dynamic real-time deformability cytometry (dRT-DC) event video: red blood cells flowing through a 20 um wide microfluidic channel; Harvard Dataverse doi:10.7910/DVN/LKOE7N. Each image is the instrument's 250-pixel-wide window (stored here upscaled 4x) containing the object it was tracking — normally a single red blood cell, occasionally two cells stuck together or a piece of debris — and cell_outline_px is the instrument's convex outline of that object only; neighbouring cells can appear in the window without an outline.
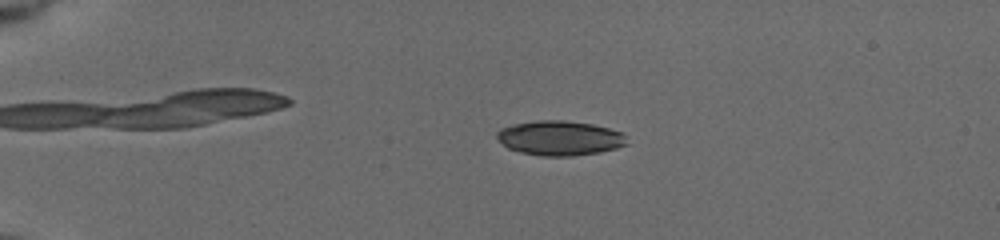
{"species": "common noctule bat (a hibernating species)", "species_latin": "Nyctalus noctula", "temperature_condition": "cold", "stored_images_in_passage": 56, "camera_frame_rate_fps": 3000, "um_per_image_px": 0.085, "animal": {"sex": "female", "body_mass_g": 19.5, "forearm_length_mm": 54.1}, "frame": {"image": 1, "passage_image": 14, "time_ms": 4.333, "image_size_px": [1000, 240], "cell_outline_px": [[628, 144], [616, 148], [600, 152], [572, 156], [544, 156], [520, 152], [508, 148], [496, 136], [496, 132], [500, 128], [512, 124], [540, 120], [564, 120], [592, 124], [624, 132]], "centroid_in_image_um": [47.6, 11.73], "position_along_channel_um": 37.4, "area_um2": 26.3}}
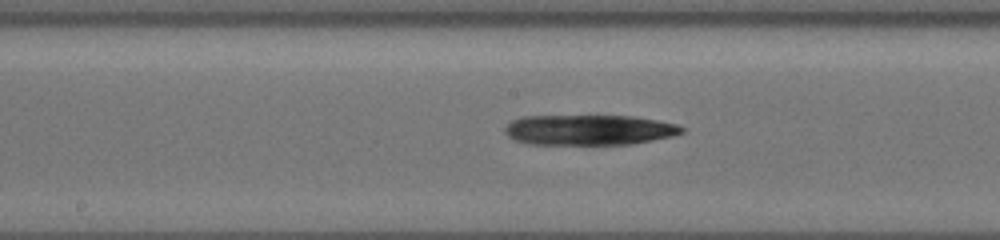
{"frame": {"image": 2, "passage_image": 32, "time_ms": 10.333, "image_size_px": [1000, 240], "cell_outline_px": [[688, 128], [684, 132], [672, 136], [632, 144], [528, 144], [512, 140], [504, 132], [504, 128], [512, 120], [524, 116], [632, 116], [680, 124]], "centroid_in_image_um": [50.09, 11.04], "position_along_channel_um": 198.1, "area_um2": 31.5}}
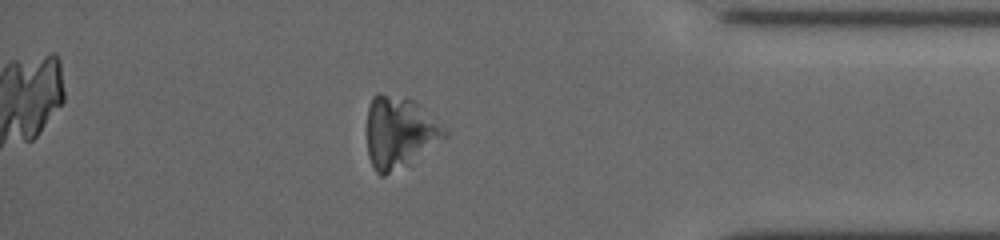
{"frame": {"image": 3, "passage_image": 50, "time_ms": 16.333, "image_size_px": [1000, 240], "cell_outline_px": [[448, 136], [408, 164], [384, 176], [380, 176], [376, 172], [368, 156], [364, 128], [368, 104], [372, 96], [376, 92], [380, 92], [408, 96], [448, 128]], "centroid_in_image_um": [33.91, 11.19], "position_along_channel_um": 401.3, "area_um2": 33.52}}